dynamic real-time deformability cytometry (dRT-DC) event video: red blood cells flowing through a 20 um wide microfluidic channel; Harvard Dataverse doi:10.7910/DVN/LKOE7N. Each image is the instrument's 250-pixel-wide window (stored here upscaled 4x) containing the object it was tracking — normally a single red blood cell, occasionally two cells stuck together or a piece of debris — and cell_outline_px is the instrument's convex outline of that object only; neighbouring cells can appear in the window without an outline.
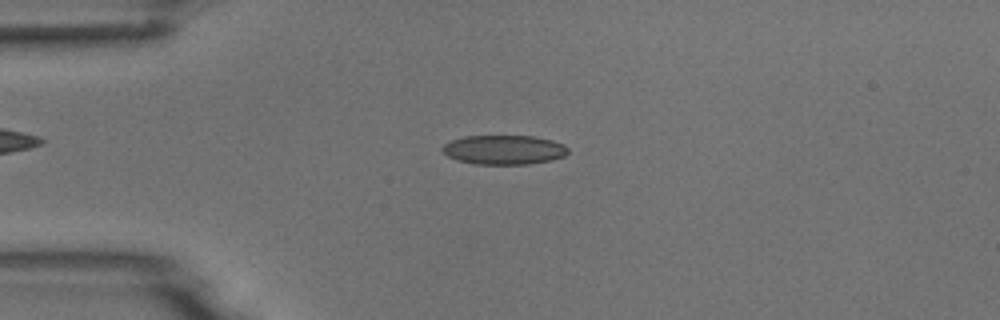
{"species": "common noctule bat (a hibernating species)", "species_latin": "Nyctalus noctula", "temperature_condition": "room temperature", "stored_images_in_passage": 7, "camera_frame_rate_fps": 3000, "um_per_image_px": 0.085, "animal": {"sex": "male", "body_mass_g": 18.8}, "frame": {"image": 1, "passage_image": 3, "time_ms": 2.333, "image_size_px": [1000, 320], "cell_outline_px": [[568, 152], [564, 156], [548, 160], [528, 164], [472, 164], [456, 160], [448, 156], [440, 148], [444, 144], [452, 140], [464, 136], [532, 136], [552, 140], [564, 144], [568, 148]], "centroid_in_image_um": [42.81, 12.73], "position_along_channel_um": 42.2, "area_um2": 21.44}}
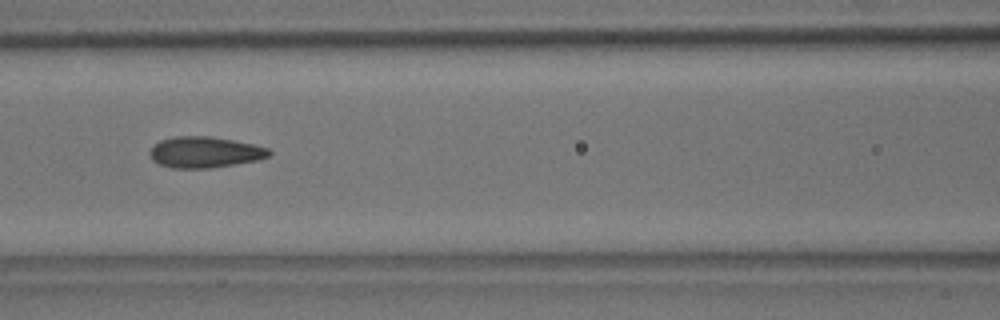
{"frame": {"image": 2, "passage_image": 6, "time_ms": 5.667, "image_size_px": [1000, 320], "cell_outline_px": [[272, 152], [268, 156], [260, 160], [212, 168], [172, 168], [160, 164], [152, 160], [148, 152], [160, 140], [172, 136], [212, 136], [252, 144], [268, 148]], "centroid_in_image_um": [17.41, 12.94], "position_along_channel_um": 149.2, "area_um2": 21.68}}